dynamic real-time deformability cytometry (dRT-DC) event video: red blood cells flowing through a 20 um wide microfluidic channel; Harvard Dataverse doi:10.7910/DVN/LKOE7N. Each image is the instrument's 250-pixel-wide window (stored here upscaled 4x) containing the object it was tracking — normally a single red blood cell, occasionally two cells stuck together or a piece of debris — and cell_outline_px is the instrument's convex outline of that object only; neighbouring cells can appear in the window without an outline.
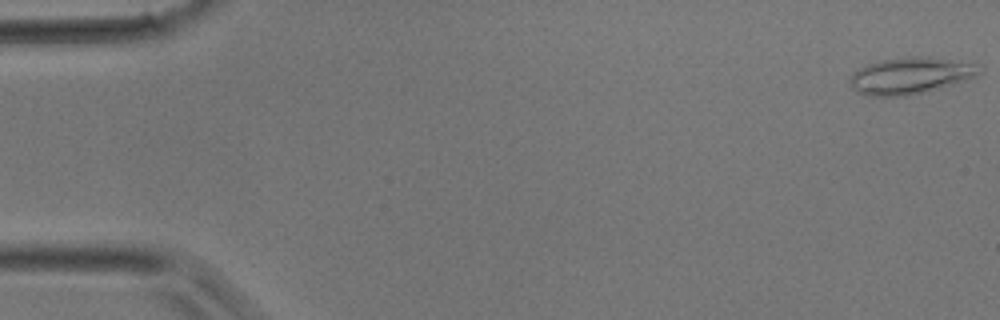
{"species": "common noctule bat (a hibernating species)", "species_latin": "Nyctalus noctula", "temperature_condition": "room temperature", "stored_images_in_passage": 40, "camera_frame_rate_fps": 3000, "um_per_image_px": 0.085, "animal": {"sex": "male", "body_mass_g": 17.9}, "frame": {"image": 1, "passage_image": 1, "time_ms": 0.0, "image_size_px": [1000, 320], "cell_outline_px": [[984, 72], [976, 76], [952, 84], [924, 92], [904, 96], [868, 96], [856, 92], [852, 88], [848, 80], [860, 68], [868, 64], [880, 60], [908, 56], [928, 56], [980, 64], [984, 68]], "centroid_in_image_um": [77.43, 6.42], "position_along_channel_um": 7.6, "area_um2": 27.8}}
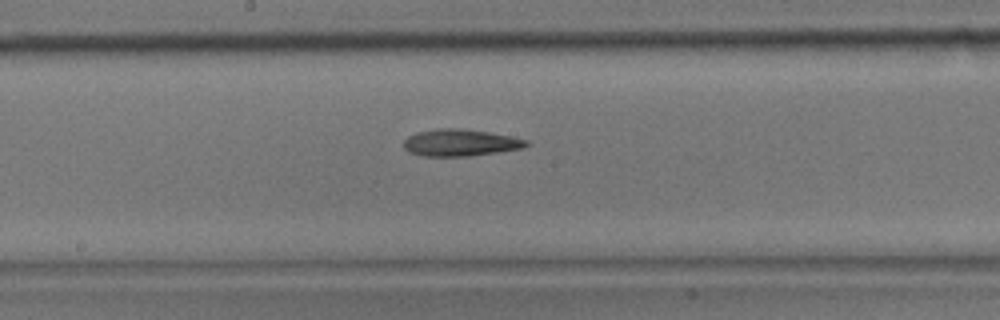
{"frame": {"image": 2, "passage_image": 21, "time_ms": 6.667, "image_size_px": [1000, 320], "cell_outline_px": [[532, 144], [524, 148], [500, 152], [468, 156], [424, 156], [408, 152], [404, 148], [404, 140], [408, 136], [416, 132], [436, 128], [460, 128], [488, 132], [528, 140]], "centroid_in_image_um": [39.13, 12.13], "position_along_channel_um": 209.1, "area_um2": 19.36}}
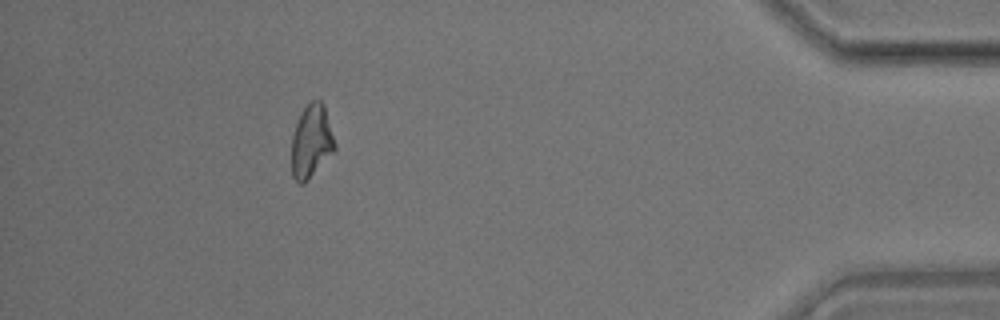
{"frame": {"image": 3, "passage_image": 36, "time_ms": 11.667, "image_size_px": [1000, 320], "cell_outline_px": [[336, 148], [308, 180], [304, 184], [300, 184], [292, 176], [292, 136], [300, 112], [312, 100], [320, 100], [324, 104], [336, 144]], "centroid_in_image_um": [26.46, 12.01], "position_along_channel_um": 408.7, "area_um2": 18.32}}